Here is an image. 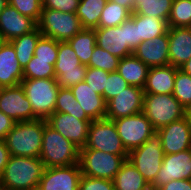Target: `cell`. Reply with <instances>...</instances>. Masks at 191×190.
<instances>
[{"label": "cell", "instance_id": "cell-53", "mask_svg": "<svg viewBox=\"0 0 191 190\" xmlns=\"http://www.w3.org/2000/svg\"><path fill=\"white\" fill-rule=\"evenodd\" d=\"M0 190H8L5 184L2 182L1 178H0Z\"/></svg>", "mask_w": 191, "mask_h": 190}, {"label": "cell", "instance_id": "cell-10", "mask_svg": "<svg viewBox=\"0 0 191 190\" xmlns=\"http://www.w3.org/2000/svg\"><path fill=\"white\" fill-rule=\"evenodd\" d=\"M95 149L115 155H128L112 120H92L88 128V139L84 148Z\"/></svg>", "mask_w": 191, "mask_h": 190}, {"label": "cell", "instance_id": "cell-32", "mask_svg": "<svg viewBox=\"0 0 191 190\" xmlns=\"http://www.w3.org/2000/svg\"><path fill=\"white\" fill-rule=\"evenodd\" d=\"M54 112L73 115L79 120H91L75 99L70 88H59Z\"/></svg>", "mask_w": 191, "mask_h": 190}, {"label": "cell", "instance_id": "cell-47", "mask_svg": "<svg viewBox=\"0 0 191 190\" xmlns=\"http://www.w3.org/2000/svg\"><path fill=\"white\" fill-rule=\"evenodd\" d=\"M10 158V152L4 139H0V176L2 175Z\"/></svg>", "mask_w": 191, "mask_h": 190}, {"label": "cell", "instance_id": "cell-34", "mask_svg": "<svg viewBox=\"0 0 191 190\" xmlns=\"http://www.w3.org/2000/svg\"><path fill=\"white\" fill-rule=\"evenodd\" d=\"M169 27H191V0H173Z\"/></svg>", "mask_w": 191, "mask_h": 190}, {"label": "cell", "instance_id": "cell-30", "mask_svg": "<svg viewBox=\"0 0 191 190\" xmlns=\"http://www.w3.org/2000/svg\"><path fill=\"white\" fill-rule=\"evenodd\" d=\"M106 2L107 0H80L76 15L83 28L95 29L98 27Z\"/></svg>", "mask_w": 191, "mask_h": 190}, {"label": "cell", "instance_id": "cell-11", "mask_svg": "<svg viewBox=\"0 0 191 190\" xmlns=\"http://www.w3.org/2000/svg\"><path fill=\"white\" fill-rule=\"evenodd\" d=\"M112 121L128 153L140 147L156 131L143 112Z\"/></svg>", "mask_w": 191, "mask_h": 190}, {"label": "cell", "instance_id": "cell-27", "mask_svg": "<svg viewBox=\"0 0 191 190\" xmlns=\"http://www.w3.org/2000/svg\"><path fill=\"white\" fill-rule=\"evenodd\" d=\"M75 51L81 64L88 65L91 54L96 46V33L94 29L83 28L67 41Z\"/></svg>", "mask_w": 191, "mask_h": 190}, {"label": "cell", "instance_id": "cell-52", "mask_svg": "<svg viewBox=\"0 0 191 190\" xmlns=\"http://www.w3.org/2000/svg\"><path fill=\"white\" fill-rule=\"evenodd\" d=\"M7 41L0 35V50L2 49V47L4 46V44L6 43Z\"/></svg>", "mask_w": 191, "mask_h": 190}, {"label": "cell", "instance_id": "cell-33", "mask_svg": "<svg viewBox=\"0 0 191 190\" xmlns=\"http://www.w3.org/2000/svg\"><path fill=\"white\" fill-rule=\"evenodd\" d=\"M131 13L120 4L107 0L102 10L98 27H115L123 23Z\"/></svg>", "mask_w": 191, "mask_h": 190}, {"label": "cell", "instance_id": "cell-46", "mask_svg": "<svg viewBox=\"0 0 191 190\" xmlns=\"http://www.w3.org/2000/svg\"><path fill=\"white\" fill-rule=\"evenodd\" d=\"M15 121L0 111V139H5L8 132L13 128Z\"/></svg>", "mask_w": 191, "mask_h": 190}, {"label": "cell", "instance_id": "cell-13", "mask_svg": "<svg viewBox=\"0 0 191 190\" xmlns=\"http://www.w3.org/2000/svg\"><path fill=\"white\" fill-rule=\"evenodd\" d=\"M143 98V88L129 85L106 103L105 118L116 120L121 117L141 113L143 109Z\"/></svg>", "mask_w": 191, "mask_h": 190}, {"label": "cell", "instance_id": "cell-24", "mask_svg": "<svg viewBox=\"0 0 191 190\" xmlns=\"http://www.w3.org/2000/svg\"><path fill=\"white\" fill-rule=\"evenodd\" d=\"M178 69L172 65L151 67L143 87L144 93L172 94Z\"/></svg>", "mask_w": 191, "mask_h": 190}, {"label": "cell", "instance_id": "cell-35", "mask_svg": "<svg viewBox=\"0 0 191 190\" xmlns=\"http://www.w3.org/2000/svg\"><path fill=\"white\" fill-rule=\"evenodd\" d=\"M119 60L120 58L112 55L107 50L96 45L87 66L102 69L110 73L117 71Z\"/></svg>", "mask_w": 191, "mask_h": 190}, {"label": "cell", "instance_id": "cell-20", "mask_svg": "<svg viewBox=\"0 0 191 190\" xmlns=\"http://www.w3.org/2000/svg\"><path fill=\"white\" fill-rule=\"evenodd\" d=\"M168 32L152 40L140 43L133 55L139 58L149 68L169 65Z\"/></svg>", "mask_w": 191, "mask_h": 190}, {"label": "cell", "instance_id": "cell-3", "mask_svg": "<svg viewBox=\"0 0 191 190\" xmlns=\"http://www.w3.org/2000/svg\"><path fill=\"white\" fill-rule=\"evenodd\" d=\"M41 161L46 168L79 163V148L63 137L44 119Z\"/></svg>", "mask_w": 191, "mask_h": 190}, {"label": "cell", "instance_id": "cell-9", "mask_svg": "<svg viewBox=\"0 0 191 190\" xmlns=\"http://www.w3.org/2000/svg\"><path fill=\"white\" fill-rule=\"evenodd\" d=\"M54 70L58 85L63 88H71L80 82H84L87 66L81 64L75 51L65 41L58 42V54Z\"/></svg>", "mask_w": 191, "mask_h": 190}, {"label": "cell", "instance_id": "cell-41", "mask_svg": "<svg viewBox=\"0 0 191 190\" xmlns=\"http://www.w3.org/2000/svg\"><path fill=\"white\" fill-rule=\"evenodd\" d=\"M108 74L109 72H106L105 70L87 66V72L84 81L93 89V91L103 96Z\"/></svg>", "mask_w": 191, "mask_h": 190}, {"label": "cell", "instance_id": "cell-26", "mask_svg": "<svg viewBox=\"0 0 191 190\" xmlns=\"http://www.w3.org/2000/svg\"><path fill=\"white\" fill-rule=\"evenodd\" d=\"M115 190H148L151 186L127 159L113 180Z\"/></svg>", "mask_w": 191, "mask_h": 190}, {"label": "cell", "instance_id": "cell-5", "mask_svg": "<svg viewBox=\"0 0 191 190\" xmlns=\"http://www.w3.org/2000/svg\"><path fill=\"white\" fill-rule=\"evenodd\" d=\"M142 112L158 130L185 117V108L172 94L144 93Z\"/></svg>", "mask_w": 191, "mask_h": 190}, {"label": "cell", "instance_id": "cell-39", "mask_svg": "<svg viewBox=\"0 0 191 190\" xmlns=\"http://www.w3.org/2000/svg\"><path fill=\"white\" fill-rule=\"evenodd\" d=\"M20 14L25 15L38 22L42 11V0H8Z\"/></svg>", "mask_w": 191, "mask_h": 190}, {"label": "cell", "instance_id": "cell-7", "mask_svg": "<svg viewBox=\"0 0 191 190\" xmlns=\"http://www.w3.org/2000/svg\"><path fill=\"white\" fill-rule=\"evenodd\" d=\"M128 155H115L95 149H79L81 174L93 178L114 180Z\"/></svg>", "mask_w": 191, "mask_h": 190}, {"label": "cell", "instance_id": "cell-14", "mask_svg": "<svg viewBox=\"0 0 191 190\" xmlns=\"http://www.w3.org/2000/svg\"><path fill=\"white\" fill-rule=\"evenodd\" d=\"M182 179H191V149L164 155L162 166L150 186L159 189L171 180Z\"/></svg>", "mask_w": 191, "mask_h": 190}, {"label": "cell", "instance_id": "cell-38", "mask_svg": "<svg viewBox=\"0 0 191 190\" xmlns=\"http://www.w3.org/2000/svg\"><path fill=\"white\" fill-rule=\"evenodd\" d=\"M57 54L58 41L42 35L34 51L35 60L52 61L54 65L57 60Z\"/></svg>", "mask_w": 191, "mask_h": 190}, {"label": "cell", "instance_id": "cell-43", "mask_svg": "<svg viewBox=\"0 0 191 190\" xmlns=\"http://www.w3.org/2000/svg\"><path fill=\"white\" fill-rule=\"evenodd\" d=\"M80 0H42V8L76 13Z\"/></svg>", "mask_w": 191, "mask_h": 190}, {"label": "cell", "instance_id": "cell-36", "mask_svg": "<svg viewBox=\"0 0 191 190\" xmlns=\"http://www.w3.org/2000/svg\"><path fill=\"white\" fill-rule=\"evenodd\" d=\"M23 77L29 79L56 78L52 61L35 60V56L23 69Z\"/></svg>", "mask_w": 191, "mask_h": 190}, {"label": "cell", "instance_id": "cell-54", "mask_svg": "<svg viewBox=\"0 0 191 190\" xmlns=\"http://www.w3.org/2000/svg\"><path fill=\"white\" fill-rule=\"evenodd\" d=\"M148 190H160L158 188H153V187H150Z\"/></svg>", "mask_w": 191, "mask_h": 190}, {"label": "cell", "instance_id": "cell-21", "mask_svg": "<svg viewBox=\"0 0 191 190\" xmlns=\"http://www.w3.org/2000/svg\"><path fill=\"white\" fill-rule=\"evenodd\" d=\"M169 65L180 68L191 58V27H169Z\"/></svg>", "mask_w": 191, "mask_h": 190}, {"label": "cell", "instance_id": "cell-16", "mask_svg": "<svg viewBox=\"0 0 191 190\" xmlns=\"http://www.w3.org/2000/svg\"><path fill=\"white\" fill-rule=\"evenodd\" d=\"M81 176L79 163L45 168L37 190H78Z\"/></svg>", "mask_w": 191, "mask_h": 190}, {"label": "cell", "instance_id": "cell-48", "mask_svg": "<svg viewBox=\"0 0 191 190\" xmlns=\"http://www.w3.org/2000/svg\"><path fill=\"white\" fill-rule=\"evenodd\" d=\"M110 1L120 4L122 7H125L131 14L133 13L135 0H110Z\"/></svg>", "mask_w": 191, "mask_h": 190}, {"label": "cell", "instance_id": "cell-37", "mask_svg": "<svg viewBox=\"0 0 191 190\" xmlns=\"http://www.w3.org/2000/svg\"><path fill=\"white\" fill-rule=\"evenodd\" d=\"M172 95L187 109L191 105V76L182 70L176 71Z\"/></svg>", "mask_w": 191, "mask_h": 190}, {"label": "cell", "instance_id": "cell-12", "mask_svg": "<svg viewBox=\"0 0 191 190\" xmlns=\"http://www.w3.org/2000/svg\"><path fill=\"white\" fill-rule=\"evenodd\" d=\"M0 111L15 122L38 119L33 114L31 103L25 95L21 85L3 87L0 90Z\"/></svg>", "mask_w": 191, "mask_h": 190}, {"label": "cell", "instance_id": "cell-19", "mask_svg": "<svg viewBox=\"0 0 191 190\" xmlns=\"http://www.w3.org/2000/svg\"><path fill=\"white\" fill-rule=\"evenodd\" d=\"M94 30L96 45L99 47L120 59L133 54L126 42V26L123 23L115 27H97Z\"/></svg>", "mask_w": 191, "mask_h": 190}, {"label": "cell", "instance_id": "cell-42", "mask_svg": "<svg viewBox=\"0 0 191 190\" xmlns=\"http://www.w3.org/2000/svg\"><path fill=\"white\" fill-rule=\"evenodd\" d=\"M78 190H115V187L112 180L82 175Z\"/></svg>", "mask_w": 191, "mask_h": 190}, {"label": "cell", "instance_id": "cell-23", "mask_svg": "<svg viewBox=\"0 0 191 190\" xmlns=\"http://www.w3.org/2000/svg\"><path fill=\"white\" fill-rule=\"evenodd\" d=\"M23 69L19 64L13 45L6 42L0 50V84L2 87L20 85Z\"/></svg>", "mask_w": 191, "mask_h": 190}, {"label": "cell", "instance_id": "cell-18", "mask_svg": "<svg viewBox=\"0 0 191 190\" xmlns=\"http://www.w3.org/2000/svg\"><path fill=\"white\" fill-rule=\"evenodd\" d=\"M37 23L28 16L22 15L9 3L0 13V35L7 41L33 31Z\"/></svg>", "mask_w": 191, "mask_h": 190}, {"label": "cell", "instance_id": "cell-6", "mask_svg": "<svg viewBox=\"0 0 191 190\" xmlns=\"http://www.w3.org/2000/svg\"><path fill=\"white\" fill-rule=\"evenodd\" d=\"M164 152L162 149V137L156 130L140 147L128 153V160L142 174L151 185L162 166Z\"/></svg>", "mask_w": 191, "mask_h": 190}, {"label": "cell", "instance_id": "cell-31", "mask_svg": "<svg viewBox=\"0 0 191 190\" xmlns=\"http://www.w3.org/2000/svg\"><path fill=\"white\" fill-rule=\"evenodd\" d=\"M173 0H135L133 13L157 17L168 22Z\"/></svg>", "mask_w": 191, "mask_h": 190}, {"label": "cell", "instance_id": "cell-1", "mask_svg": "<svg viewBox=\"0 0 191 190\" xmlns=\"http://www.w3.org/2000/svg\"><path fill=\"white\" fill-rule=\"evenodd\" d=\"M45 168L39 157L10 156L0 178L8 190H37Z\"/></svg>", "mask_w": 191, "mask_h": 190}, {"label": "cell", "instance_id": "cell-29", "mask_svg": "<svg viewBox=\"0 0 191 190\" xmlns=\"http://www.w3.org/2000/svg\"><path fill=\"white\" fill-rule=\"evenodd\" d=\"M41 36L42 33L36 27L33 31L10 41L14 47L16 57L22 69H24L33 57L36 44Z\"/></svg>", "mask_w": 191, "mask_h": 190}, {"label": "cell", "instance_id": "cell-15", "mask_svg": "<svg viewBox=\"0 0 191 190\" xmlns=\"http://www.w3.org/2000/svg\"><path fill=\"white\" fill-rule=\"evenodd\" d=\"M46 121L79 149L85 147L88 139V128L92 120H79L73 115L54 112Z\"/></svg>", "mask_w": 191, "mask_h": 190}, {"label": "cell", "instance_id": "cell-45", "mask_svg": "<svg viewBox=\"0 0 191 190\" xmlns=\"http://www.w3.org/2000/svg\"><path fill=\"white\" fill-rule=\"evenodd\" d=\"M160 190H191V179L171 180L161 186Z\"/></svg>", "mask_w": 191, "mask_h": 190}, {"label": "cell", "instance_id": "cell-51", "mask_svg": "<svg viewBox=\"0 0 191 190\" xmlns=\"http://www.w3.org/2000/svg\"><path fill=\"white\" fill-rule=\"evenodd\" d=\"M8 4V0H0V13L3 11L5 6Z\"/></svg>", "mask_w": 191, "mask_h": 190}, {"label": "cell", "instance_id": "cell-50", "mask_svg": "<svg viewBox=\"0 0 191 190\" xmlns=\"http://www.w3.org/2000/svg\"><path fill=\"white\" fill-rule=\"evenodd\" d=\"M185 116L191 122V105L185 109Z\"/></svg>", "mask_w": 191, "mask_h": 190}, {"label": "cell", "instance_id": "cell-25", "mask_svg": "<svg viewBox=\"0 0 191 190\" xmlns=\"http://www.w3.org/2000/svg\"><path fill=\"white\" fill-rule=\"evenodd\" d=\"M149 67L133 54L119 60L118 73L130 86L143 88Z\"/></svg>", "mask_w": 191, "mask_h": 190}, {"label": "cell", "instance_id": "cell-40", "mask_svg": "<svg viewBox=\"0 0 191 190\" xmlns=\"http://www.w3.org/2000/svg\"><path fill=\"white\" fill-rule=\"evenodd\" d=\"M128 86L129 84L118 73V71L110 72L108 74V78L106 79V87L104 88V93H103L104 101L107 103L110 99L118 95Z\"/></svg>", "mask_w": 191, "mask_h": 190}, {"label": "cell", "instance_id": "cell-4", "mask_svg": "<svg viewBox=\"0 0 191 190\" xmlns=\"http://www.w3.org/2000/svg\"><path fill=\"white\" fill-rule=\"evenodd\" d=\"M20 85L31 103L33 114L38 119H47L54 113L60 86L56 78H23Z\"/></svg>", "mask_w": 191, "mask_h": 190}, {"label": "cell", "instance_id": "cell-22", "mask_svg": "<svg viewBox=\"0 0 191 190\" xmlns=\"http://www.w3.org/2000/svg\"><path fill=\"white\" fill-rule=\"evenodd\" d=\"M75 99L91 120H101L106 115V102L84 81L70 88Z\"/></svg>", "mask_w": 191, "mask_h": 190}, {"label": "cell", "instance_id": "cell-28", "mask_svg": "<svg viewBox=\"0 0 191 190\" xmlns=\"http://www.w3.org/2000/svg\"><path fill=\"white\" fill-rule=\"evenodd\" d=\"M134 23L138 26L141 43L166 34L168 22L157 17L139 15L134 13Z\"/></svg>", "mask_w": 191, "mask_h": 190}, {"label": "cell", "instance_id": "cell-8", "mask_svg": "<svg viewBox=\"0 0 191 190\" xmlns=\"http://www.w3.org/2000/svg\"><path fill=\"white\" fill-rule=\"evenodd\" d=\"M37 28L43 36L65 42L80 32L83 27L76 13L42 8Z\"/></svg>", "mask_w": 191, "mask_h": 190}, {"label": "cell", "instance_id": "cell-44", "mask_svg": "<svg viewBox=\"0 0 191 190\" xmlns=\"http://www.w3.org/2000/svg\"><path fill=\"white\" fill-rule=\"evenodd\" d=\"M123 24L126 26V42H128V46L134 50L141 43L138 26L134 23V13H132Z\"/></svg>", "mask_w": 191, "mask_h": 190}, {"label": "cell", "instance_id": "cell-17", "mask_svg": "<svg viewBox=\"0 0 191 190\" xmlns=\"http://www.w3.org/2000/svg\"><path fill=\"white\" fill-rule=\"evenodd\" d=\"M162 137L164 155L191 149V122L185 117L157 130Z\"/></svg>", "mask_w": 191, "mask_h": 190}, {"label": "cell", "instance_id": "cell-2", "mask_svg": "<svg viewBox=\"0 0 191 190\" xmlns=\"http://www.w3.org/2000/svg\"><path fill=\"white\" fill-rule=\"evenodd\" d=\"M44 119L15 122L5 137L10 156L40 157Z\"/></svg>", "mask_w": 191, "mask_h": 190}, {"label": "cell", "instance_id": "cell-49", "mask_svg": "<svg viewBox=\"0 0 191 190\" xmlns=\"http://www.w3.org/2000/svg\"><path fill=\"white\" fill-rule=\"evenodd\" d=\"M185 74L191 76V58L185 62L180 68Z\"/></svg>", "mask_w": 191, "mask_h": 190}]
</instances>
